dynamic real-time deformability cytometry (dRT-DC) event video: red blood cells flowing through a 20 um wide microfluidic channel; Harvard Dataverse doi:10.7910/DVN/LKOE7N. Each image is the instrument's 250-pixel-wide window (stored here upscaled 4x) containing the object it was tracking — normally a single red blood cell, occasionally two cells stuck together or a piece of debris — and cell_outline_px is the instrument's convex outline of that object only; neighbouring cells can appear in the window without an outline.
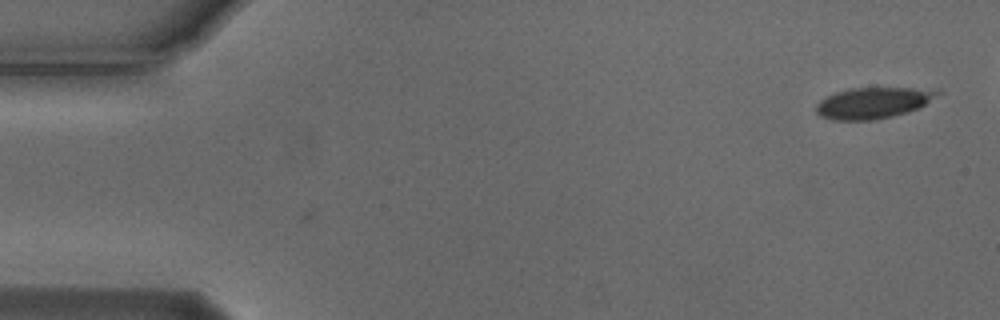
{"species": "Egyptian fruit bat (a non-hibernating species)", "species_latin": "Rousettus aegyptiacus", "temperature_condition": "cold", "stored_images_in_passage": 3, "camera_frame_rate_fps": 3000, "um_per_image_px": 0.085, "animal": {"sex": "male"}, "frame": {"image": 1, "passage_image": 1, "time_ms": 0.0, "image_size_px": [1000, 320], "cell_outline_px": [[944, 92], [920, 108], [892, 116], [872, 120], [832, 120], [820, 116], [816, 112], [816, 104], [820, 100], [836, 92], [848, 88], [940, 88]], "centroid_in_image_um": [74.29, 8.73], "position_along_channel_um": 10.7, "area_um2": 22.31}}